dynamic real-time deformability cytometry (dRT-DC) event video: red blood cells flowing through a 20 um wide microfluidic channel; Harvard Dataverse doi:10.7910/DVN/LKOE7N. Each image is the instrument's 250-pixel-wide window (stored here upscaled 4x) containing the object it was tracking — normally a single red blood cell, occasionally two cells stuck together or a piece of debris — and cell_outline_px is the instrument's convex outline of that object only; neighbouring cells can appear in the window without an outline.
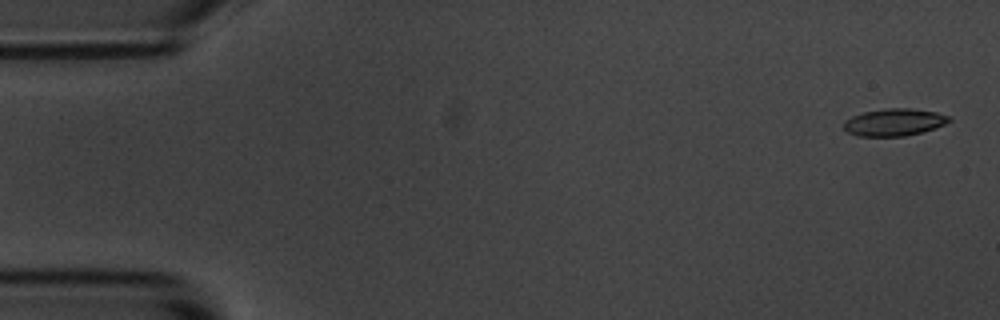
{"species": "common noctule bat (a hibernating species)", "species_latin": "Nyctalus noctula", "temperature_condition": "room temperature", "stored_images_in_passage": 6, "camera_frame_rate_fps": 3000, "um_per_image_px": 0.085, "animal": {"sex": "male", "body_mass_g": 20.1, "forearm_length_mm": 53.5}, "frame": {"image": 1, "passage_image": 1, "time_ms": 0.0, "image_size_px": [1000, 320], "cell_outline_px": [[952, 120], [944, 124], [920, 132], [904, 136], [856, 136], [848, 132], [844, 128], [844, 120], [852, 116], [864, 112], [884, 108], [908, 108], [936, 112], [952, 116]], "centroid_in_image_um": [75.99, 10.38], "position_along_channel_um": 9.0, "area_um2": 16.65}}